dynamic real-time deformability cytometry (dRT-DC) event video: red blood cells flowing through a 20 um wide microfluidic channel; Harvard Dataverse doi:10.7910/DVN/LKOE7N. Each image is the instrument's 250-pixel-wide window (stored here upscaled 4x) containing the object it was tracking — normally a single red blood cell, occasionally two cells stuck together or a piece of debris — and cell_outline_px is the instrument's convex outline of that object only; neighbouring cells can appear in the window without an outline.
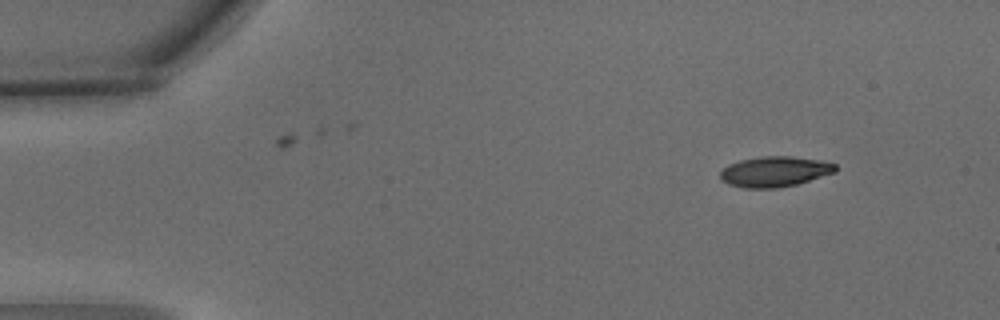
{"species": "common noctule bat (a hibernating species)", "species_latin": "Nyctalus noctula", "temperature_condition": "warm", "stored_images_in_passage": 3, "camera_frame_rate_fps": 3000, "um_per_image_px": 0.085, "animal": {"sex": "male", "body_mass_g": 15.6}, "frame": {"image": 1, "passage_image": 1, "time_ms": 0.0, "image_size_px": [1000, 320], "cell_outline_px": [[836, 172], [796, 184], [776, 188], [744, 188], [728, 184], [720, 180], [720, 172], [728, 164], [740, 160], [760, 156], [792, 156], [820, 160], [836, 164]], "centroid_in_image_um": [65.82, 14.58], "position_along_channel_um": 19.2, "area_um2": 20.46}}